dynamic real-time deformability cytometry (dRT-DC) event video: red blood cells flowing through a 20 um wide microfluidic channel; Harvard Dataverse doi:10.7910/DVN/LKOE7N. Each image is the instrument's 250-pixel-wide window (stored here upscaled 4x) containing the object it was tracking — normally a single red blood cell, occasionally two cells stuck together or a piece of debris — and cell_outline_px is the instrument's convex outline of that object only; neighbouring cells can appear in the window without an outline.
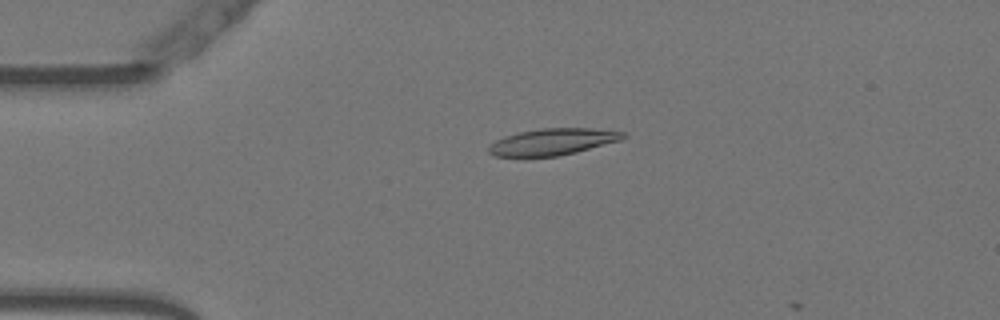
{"species": "Egyptian fruit bat (a non-hibernating species)", "species_latin": "Rousettus aegyptiacus", "temperature_condition": "warm", "stored_images_in_passage": 14, "camera_frame_rate_fps": 3000, "um_per_image_px": 0.085, "animal": {"sex": "female"}, "frame": {"image": 1, "passage_image": 11, "time_ms": 3.333, "image_size_px": [1000, 320], "cell_outline_px": [[628, 136], [620, 140], [576, 152], [560, 156], [524, 160], [496, 156], [488, 152], [488, 148], [496, 140], [504, 136], [520, 132], [540, 128], [592, 128], [624, 132]], "centroid_in_image_um": [46.9, 12.1], "position_along_channel_um": 38.1, "area_um2": 21.56}}